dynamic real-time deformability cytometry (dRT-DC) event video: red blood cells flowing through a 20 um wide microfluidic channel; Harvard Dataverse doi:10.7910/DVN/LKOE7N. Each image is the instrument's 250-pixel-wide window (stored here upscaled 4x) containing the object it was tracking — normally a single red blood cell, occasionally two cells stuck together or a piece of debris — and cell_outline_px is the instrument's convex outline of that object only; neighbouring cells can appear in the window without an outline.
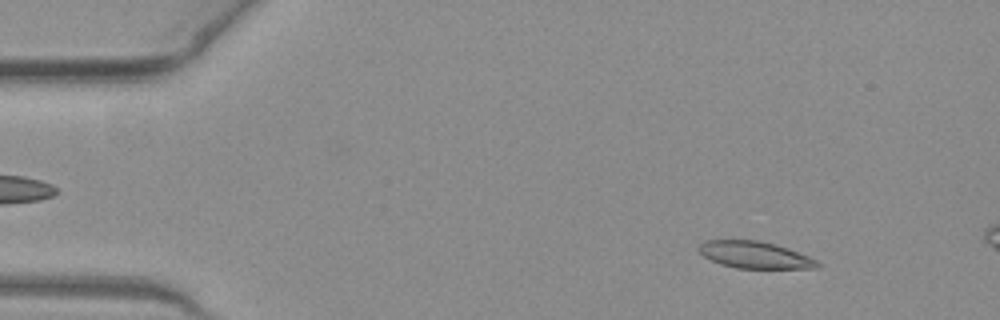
{"species": "common noctule bat (a hibernating species)", "species_latin": "Nyctalus noctula", "temperature_condition": "warm", "stored_images_in_passage": 51, "camera_frame_rate_fps": 3000, "um_per_image_px": 0.085, "animal": {"sex": "female", "body_mass_g": 19.3, "forearm_length_mm": 54.1}, "frame": {"image": 1, "passage_image": 6, "time_ms": 1.667, "image_size_px": [1000, 320], "cell_outline_px": [[824, 264], [820, 268], [736, 268], [720, 264], [704, 256], [696, 248], [704, 240], [756, 240], [776, 244], [788, 248], [808, 256]], "centroid_in_image_um": [64.18, 21.66], "position_along_channel_um": 20.8, "area_um2": 18.67}}
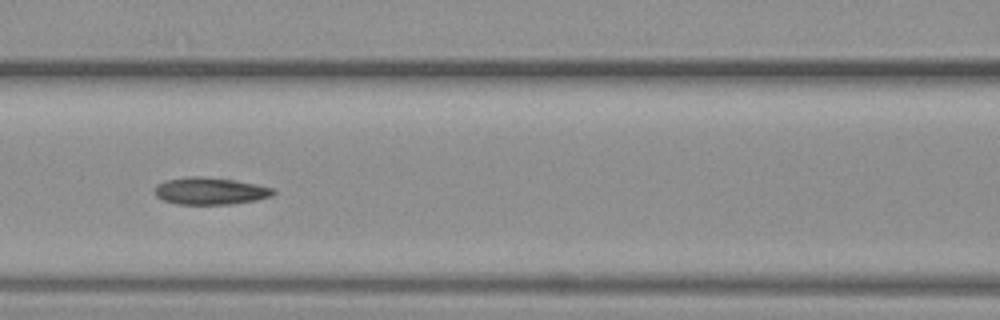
{"frame": {"image": 2, "passage_image": 22, "time_ms": 7.0, "image_size_px": [1000, 320], "cell_outline_px": [[276, 192], [272, 196], [256, 200], [228, 204], [176, 204], [164, 200], [156, 196], [156, 184], [164, 180], [188, 176], [200, 176], [236, 180], [276, 188]], "centroid_in_image_um": [17.89, 16.22], "position_along_channel_um": 148.7, "area_um2": 18.84}}
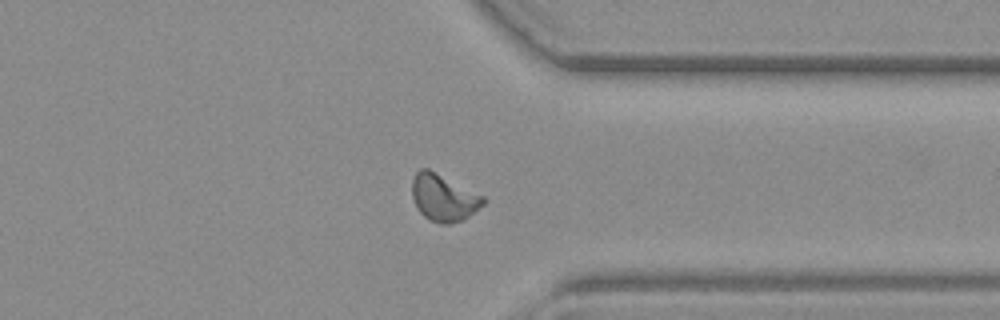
{"frame": {"image": 3, "passage_image": 39, "time_ms": 12.667, "image_size_px": [1000, 320], "cell_outline_px": [[488, 200], [484, 204], [468, 216], [452, 224], [440, 224], [428, 220], [416, 208], [412, 196], [412, 180], [416, 172], [420, 168], [428, 168], [484, 196]], "centroid_in_image_um": [37.69, 16.81], "position_along_channel_um": 373.7, "area_um2": 19.54}, "authors_computed_cell_mechanics": {"area_um2": 18.4382, "velocity_mm_per_s": 4.0375, "shape_relaxation_time_tau1_ms": 6.9978, "shape_relaxation_time_tau2_ms": 1.7018, "deformation_change_tau1": 0.1849, "deformation_change_tau2": 0.0761}}